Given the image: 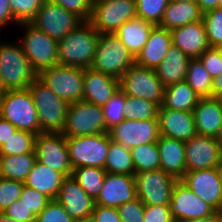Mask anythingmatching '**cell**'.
Listing matches in <instances>:
<instances>
[{
  "mask_svg": "<svg viewBox=\"0 0 222 222\" xmlns=\"http://www.w3.org/2000/svg\"><path fill=\"white\" fill-rule=\"evenodd\" d=\"M99 35L89 21H83L58 41V64L90 68Z\"/></svg>",
  "mask_w": 222,
  "mask_h": 222,
  "instance_id": "cell-1",
  "label": "cell"
},
{
  "mask_svg": "<svg viewBox=\"0 0 222 222\" xmlns=\"http://www.w3.org/2000/svg\"><path fill=\"white\" fill-rule=\"evenodd\" d=\"M37 109L42 133H62L66 125L68 103L36 78L28 88Z\"/></svg>",
  "mask_w": 222,
  "mask_h": 222,
  "instance_id": "cell-2",
  "label": "cell"
},
{
  "mask_svg": "<svg viewBox=\"0 0 222 222\" xmlns=\"http://www.w3.org/2000/svg\"><path fill=\"white\" fill-rule=\"evenodd\" d=\"M0 117L18 130L41 134L37 109L28 89L6 90L0 96Z\"/></svg>",
  "mask_w": 222,
  "mask_h": 222,
  "instance_id": "cell-3",
  "label": "cell"
},
{
  "mask_svg": "<svg viewBox=\"0 0 222 222\" xmlns=\"http://www.w3.org/2000/svg\"><path fill=\"white\" fill-rule=\"evenodd\" d=\"M9 44L0 43V75L5 89H28L37 78V74L33 71L21 45Z\"/></svg>",
  "mask_w": 222,
  "mask_h": 222,
  "instance_id": "cell-4",
  "label": "cell"
},
{
  "mask_svg": "<svg viewBox=\"0 0 222 222\" xmlns=\"http://www.w3.org/2000/svg\"><path fill=\"white\" fill-rule=\"evenodd\" d=\"M133 64H135V57L114 33L99 35L91 65L93 70L119 79Z\"/></svg>",
  "mask_w": 222,
  "mask_h": 222,
  "instance_id": "cell-5",
  "label": "cell"
},
{
  "mask_svg": "<svg viewBox=\"0 0 222 222\" xmlns=\"http://www.w3.org/2000/svg\"><path fill=\"white\" fill-rule=\"evenodd\" d=\"M66 142L72 169L84 166L104 168L110 144L108 132L66 137Z\"/></svg>",
  "mask_w": 222,
  "mask_h": 222,
  "instance_id": "cell-6",
  "label": "cell"
},
{
  "mask_svg": "<svg viewBox=\"0 0 222 222\" xmlns=\"http://www.w3.org/2000/svg\"><path fill=\"white\" fill-rule=\"evenodd\" d=\"M119 87L126 96L141 98L162 106L165 86L154 69L133 64L119 78Z\"/></svg>",
  "mask_w": 222,
  "mask_h": 222,
  "instance_id": "cell-7",
  "label": "cell"
},
{
  "mask_svg": "<svg viewBox=\"0 0 222 222\" xmlns=\"http://www.w3.org/2000/svg\"><path fill=\"white\" fill-rule=\"evenodd\" d=\"M27 30L21 47L28 58L33 71L39 75L42 71L58 64V41L30 23H20Z\"/></svg>",
  "mask_w": 222,
  "mask_h": 222,
  "instance_id": "cell-8",
  "label": "cell"
},
{
  "mask_svg": "<svg viewBox=\"0 0 222 222\" xmlns=\"http://www.w3.org/2000/svg\"><path fill=\"white\" fill-rule=\"evenodd\" d=\"M103 108L80 100L67 108L66 125L62 133L66 137L107 133Z\"/></svg>",
  "mask_w": 222,
  "mask_h": 222,
  "instance_id": "cell-9",
  "label": "cell"
},
{
  "mask_svg": "<svg viewBox=\"0 0 222 222\" xmlns=\"http://www.w3.org/2000/svg\"><path fill=\"white\" fill-rule=\"evenodd\" d=\"M37 78L68 104L82 100L84 68L57 64Z\"/></svg>",
  "mask_w": 222,
  "mask_h": 222,
  "instance_id": "cell-10",
  "label": "cell"
},
{
  "mask_svg": "<svg viewBox=\"0 0 222 222\" xmlns=\"http://www.w3.org/2000/svg\"><path fill=\"white\" fill-rule=\"evenodd\" d=\"M136 16L135 0H93L89 22L99 34H113Z\"/></svg>",
  "mask_w": 222,
  "mask_h": 222,
  "instance_id": "cell-11",
  "label": "cell"
},
{
  "mask_svg": "<svg viewBox=\"0 0 222 222\" xmlns=\"http://www.w3.org/2000/svg\"><path fill=\"white\" fill-rule=\"evenodd\" d=\"M82 22L75 14L50 0H46L30 21V24L54 40L59 41Z\"/></svg>",
  "mask_w": 222,
  "mask_h": 222,
  "instance_id": "cell-12",
  "label": "cell"
},
{
  "mask_svg": "<svg viewBox=\"0 0 222 222\" xmlns=\"http://www.w3.org/2000/svg\"><path fill=\"white\" fill-rule=\"evenodd\" d=\"M136 194L144 205H170L176 178L163 170L136 173Z\"/></svg>",
  "mask_w": 222,
  "mask_h": 222,
  "instance_id": "cell-13",
  "label": "cell"
},
{
  "mask_svg": "<svg viewBox=\"0 0 222 222\" xmlns=\"http://www.w3.org/2000/svg\"><path fill=\"white\" fill-rule=\"evenodd\" d=\"M36 159L61 172L66 177L72 176V166L69 161L66 136L63 133H41L35 138Z\"/></svg>",
  "mask_w": 222,
  "mask_h": 222,
  "instance_id": "cell-14",
  "label": "cell"
},
{
  "mask_svg": "<svg viewBox=\"0 0 222 222\" xmlns=\"http://www.w3.org/2000/svg\"><path fill=\"white\" fill-rule=\"evenodd\" d=\"M110 139L129 149L159 140L158 118L147 120L125 119L108 130Z\"/></svg>",
  "mask_w": 222,
  "mask_h": 222,
  "instance_id": "cell-15",
  "label": "cell"
},
{
  "mask_svg": "<svg viewBox=\"0 0 222 222\" xmlns=\"http://www.w3.org/2000/svg\"><path fill=\"white\" fill-rule=\"evenodd\" d=\"M170 210L175 222H185L204 218L216 210L196 196L181 180H177L170 200Z\"/></svg>",
  "mask_w": 222,
  "mask_h": 222,
  "instance_id": "cell-16",
  "label": "cell"
},
{
  "mask_svg": "<svg viewBox=\"0 0 222 222\" xmlns=\"http://www.w3.org/2000/svg\"><path fill=\"white\" fill-rule=\"evenodd\" d=\"M185 143L186 172L217 167L222 146L217 138L196 135Z\"/></svg>",
  "mask_w": 222,
  "mask_h": 222,
  "instance_id": "cell-17",
  "label": "cell"
},
{
  "mask_svg": "<svg viewBox=\"0 0 222 222\" xmlns=\"http://www.w3.org/2000/svg\"><path fill=\"white\" fill-rule=\"evenodd\" d=\"M180 180L216 211L222 208V183L217 167L185 172Z\"/></svg>",
  "mask_w": 222,
  "mask_h": 222,
  "instance_id": "cell-18",
  "label": "cell"
},
{
  "mask_svg": "<svg viewBox=\"0 0 222 222\" xmlns=\"http://www.w3.org/2000/svg\"><path fill=\"white\" fill-rule=\"evenodd\" d=\"M137 198L134 175L106 172L100 195L95 205L118 208L123 203Z\"/></svg>",
  "mask_w": 222,
  "mask_h": 222,
  "instance_id": "cell-19",
  "label": "cell"
},
{
  "mask_svg": "<svg viewBox=\"0 0 222 222\" xmlns=\"http://www.w3.org/2000/svg\"><path fill=\"white\" fill-rule=\"evenodd\" d=\"M119 89L118 78L91 67L84 69L82 100L103 107Z\"/></svg>",
  "mask_w": 222,
  "mask_h": 222,
  "instance_id": "cell-20",
  "label": "cell"
},
{
  "mask_svg": "<svg viewBox=\"0 0 222 222\" xmlns=\"http://www.w3.org/2000/svg\"><path fill=\"white\" fill-rule=\"evenodd\" d=\"M157 118L162 136L186 142L197 135L192 112L160 106Z\"/></svg>",
  "mask_w": 222,
  "mask_h": 222,
  "instance_id": "cell-21",
  "label": "cell"
},
{
  "mask_svg": "<svg viewBox=\"0 0 222 222\" xmlns=\"http://www.w3.org/2000/svg\"><path fill=\"white\" fill-rule=\"evenodd\" d=\"M56 200L73 219H79L94 210L95 200L78 184L73 176L64 179Z\"/></svg>",
  "mask_w": 222,
  "mask_h": 222,
  "instance_id": "cell-22",
  "label": "cell"
},
{
  "mask_svg": "<svg viewBox=\"0 0 222 222\" xmlns=\"http://www.w3.org/2000/svg\"><path fill=\"white\" fill-rule=\"evenodd\" d=\"M170 32L172 44L190 59L199 58L205 50L210 48L203 20L175 28Z\"/></svg>",
  "mask_w": 222,
  "mask_h": 222,
  "instance_id": "cell-23",
  "label": "cell"
},
{
  "mask_svg": "<svg viewBox=\"0 0 222 222\" xmlns=\"http://www.w3.org/2000/svg\"><path fill=\"white\" fill-rule=\"evenodd\" d=\"M171 45V32L158 25L154 26L149 33L147 43L135 57V64L155 70L166 57Z\"/></svg>",
  "mask_w": 222,
  "mask_h": 222,
  "instance_id": "cell-24",
  "label": "cell"
},
{
  "mask_svg": "<svg viewBox=\"0 0 222 222\" xmlns=\"http://www.w3.org/2000/svg\"><path fill=\"white\" fill-rule=\"evenodd\" d=\"M196 133L217 138L222 124V105L217 97L200 98L193 110Z\"/></svg>",
  "mask_w": 222,
  "mask_h": 222,
  "instance_id": "cell-25",
  "label": "cell"
},
{
  "mask_svg": "<svg viewBox=\"0 0 222 222\" xmlns=\"http://www.w3.org/2000/svg\"><path fill=\"white\" fill-rule=\"evenodd\" d=\"M157 147L160 169L180 180L186 172L185 143L160 135Z\"/></svg>",
  "mask_w": 222,
  "mask_h": 222,
  "instance_id": "cell-26",
  "label": "cell"
},
{
  "mask_svg": "<svg viewBox=\"0 0 222 222\" xmlns=\"http://www.w3.org/2000/svg\"><path fill=\"white\" fill-rule=\"evenodd\" d=\"M65 178L66 176L61 172L55 171L36 160L24 181V185L34 188L51 200H55Z\"/></svg>",
  "mask_w": 222,
  "mask_h": 222,
  "instance_id": "cell-27",
  "label": "cell"
},
{
  "mask_svg": "<svg viewBox=\"0 0 222 222\" xmlns=\"http://www.w3.org/2000/svg\"><path fill=\"white\" fill-rule=\"evenodd\" d=\"M189 61L190 58L172 44L166 57L155 69L156 75L165 87L184 81Z\"/></svg>",
  "mask_w": 222,
  "mask_h": 222,
  "instance_id": "cell-28",
  "label": "cell"
},
{
  "mask_svg": "<svg viewBox=\"0 0 222 222\" xmlns=\"http://www.w3.org/2000/svg\"><path fill=\"white\" fill-rule=\"evenodd\" d=\"M155 25L141 17H134L121 25L114 33L136 57L148 41L149 33Z\"/></svg>",
  "mask_w": 222,
  "mask_h": 222,
  "instance_id": "cell-29",
  "label": "cell"
},
{
  "mask_svg": "<svg viewBox=\"0 0 222 222\" xmlns=\"http://www.w3.org/2000/svg\"><path fill=\"white\" fill-rule=\"evenodd\" d=\"M202 18L203 12L196 2L169 1L164 11L162 21L158 26L171 31L189 23L200 21Z\"/></svg>",
  "mask_w": 222,
  "mask_h": 222,
  "instance_id": "cell-30",
  "label": "cell"
},
{
  "mask_svg": "<svg viewBox=\"0 0 222 222\" xmlns=\"http://www.w3.org/2000/svg\"><path fill=\"white\" fill-rule=\"evenodd\" d=\"M200 97L184 80L165 87L162 106L173 110L193 112Z\"/></svg>",
  "mask_w": 222,
  "mask_h": 222,
  "instance_id": "cell-31",
  "label": "cell"
},
{
  "mask_svg": "<svg viewBox=\"0 0 222 222\" xmlns=\"http://www.w3.org/2000/svg\"><path fill=\"white\" fill-rule=\"evenodd\" d=\"M36 160L35 150L17 156L0 155V177L24 183Z\"/></svg>",
  "mask_w": 222,
  "mask_h": 222,
  "instance_id": "cell-32",
  "label": "cell"
},
{
  "mask_svg": "<svg viewBox=\"0 0 222 222\" xmlns=\"http://www.w3.org/2000/svg\"><path fill=\"white\" fill-rule=\"evenodd\" d=\"M104 169L112 174L135 175L130 149L110 139Z\"/></svg>",
  "mask_w": 222,
  "mask_h": 222,
  "instance_id": "cell-33",
  "label": "cell"
},
{
  "mask_svg": "<svg viewBox=\"0 0 222 222\" xmlns=\"http://www.w3.org/2000/svg\"><path fill=\"white\" fill-rule=\"evenodd\" d=\"M185 81L200 98L212 97L213 79L199 58L190 59Z\"/></svg>",
  "mask_w": 222,
  "mask_h": 222,
  "instance_id": "cell-34",
  "label": "cell"
},
{
  "mask_svg": "<svg viewBox=\"0 0 222 222\" xmlns=\"http://www.w3.org/2000/svg\"><path fill=\"white\" fill-rule=\"evenodd\" d=\"M72 176L87 194L96 200L100 195L106 170L92 166L77 167L72 170Z\"/></svg>",
  "mask_w": 222,
  "mask_h": 222,
  "instance_id": "cell-35",
  "label": "cell"
},
{
  "mask_svg": "<svg viewBox=\"0 0 222 222\" xmlns=\"http://www.w3.org/2000/svg\"><path fill=\"white\" fill-rule=\"evenodd\" d=\"M135 174L160 169L157 142L139 145L130 149Z\"/></svg>",
  "mask_w": 222,
  "mask_h": 222,
  "instance_id": "cell-36",
  "label": "cell"
},
{
  "mask_svg": "<svg viewBox=\"0 0 222 222\" xmlns=\"http://www.w3.org/2000/svg\"><path fill=\"white\" fill-rule=\"evenodd\" d=\"M36 134L17 130L1 146L0 155L17 156L30 153L35 148Z\"/></svg>",
  "mask_w": 222,
  "mask_h": 222,
  "instance_id": "cell-37",
  "label": "cell"
},
{
  "mask_svg": "<svg viewBox=\"0 0 222 222\" xmlns=\"http://www.w3.org/2000/svg\"><path fill=\"white\" fill-rule=\"evenodd\" d=\"M158 106L148 100L126 96L125 94V119L147 120L157 118Z\"/></svg>",
  "mask_w": 222,
  "mask_h": 222,
  "instance_id": "cell-38",
  "label": "cell"
},
{
  "mask_svg": "<svg viewBox=\"0 0 222 222\" xmlns=\"http://www.w3.org/2000/svg\"><path fill=\"white\" fill-rule=\"evenodd\" d=\"M210 47H222V9L215 8L203 13L202 18Z\"/></svg>",
  "mask_w": 222,
  "mask_h": 222,
  "instance_id": "cell-39",
  "label": "cell"
},
{
  "mask_svg": "<svg viewBox=\"0 0 222 222\" xmlns=\"http://www.w3.org/2000/svg\"><path fill=\"white\" fill-rule=\"evenodd\" d=\"M169 0H135L136 15L152 24L159 25Z\"/></svg>",
  "mask_w": 222,
  "mask_h": 222,
  "instance_id": "cell-40",
  "label": "cell"
},
{
  "mask_svg": "<svg viewBox=\"0 0 222 222\" xmlns=\"http://www.w3.org/2000/svg\"><path fill=\"white\" fill-rule=\"evenodd\" d=\"M107 131L125 120V93L119 91L102 107Z\"/></svg>",
  "mask_w": 222,
  "mask_h": 222,
  "instance_id": "cell-41",
  "label": "cell"
},
{
  "mask_svg": "<svg viewBox=\"0 0 222 222\" xmlns=\"http://www.w3.org/2000/svg\"><path fill=\"white\" fill-rule=\"evenodd\" d=\"M46 0H9L15 22L30 23Z\"/></svg>",
  "mask_w": 222,
  "mask_h": 222,
  "instance_id": "cell-42",
  "label": "cell"
},
{
  "mask_svg": "<svg viewBox=\"0 0 222 222\" xmlns=\"http://www.w3.org/2000/svg\"><path fill=\"white\" fill-rule=\"evenodd\" d=\"M24 183L0 177V212L21 196Z\"/></svg>",
  "mask_w": 222,
  "mask_h": 222,
  "instance_id": "cell-43",
  "label": "cell"
},
{
  "mask_svg": "<svg viewBox=\"0 0 222 222\" xmlns=\"http://www.w3.org/2000/svg\"><path fill=\"white\" fill-rule=\"evenodd\" d=\"M19 199L35 216H37L51 201L46 195L26 185L23 186Z\"/></svg>",
  "mask_w": 222,
  "mask_h": 222,
  "instance_id": "cell-44",
  "label": "cell"
},
{
  "mask_svg": "<svg viewBox=\"0 0 222 222\" xmlns=\"http://www.w3.org/2000/svg\"><path fill=\"white\" fill-rule=\"evenodd\" d=\"M36 222H74V219L65 211L63 205L55 199L51 200L36 216Z\"/></svg>",
  "mask_w": 222,
  "mask_h": 222,
  "instance_id": "cell-45",
  "label": "cell"
},
{
  "mask_svg": "<svg viewBox=\"0 0 222 222\" xmlns=\"http://www.w3.org/2000/svg\"><path fill=\"white\" fill-rule=\"evenodd\" d=\"M56 5L75 14L82 21H89L92 13L93 0H50Z\"/></svg>",
  "mask_w": 222,
  "mask_h": 222,
  "instance_id": "cell-46",
  "label": "cell"
},
{
  "mask_svg": "<svg viewBox=\"0 0 222 222\" xmlns=\"http://www.w3.org/2000/svg\"><path fill=\"white\" fill-rule=\"evenodd\" d=\"M122 222H144L145 205L137 197L117 208Z\"/></svg>",
  "mask_w": 222,
  "mask_h": 222,
  "instance_id": "cell-47",
  "label": "cell"
},
{
  "mask_svg": "<svg viewBox=\"0 0 222 222\" xmlns=\"http://www.w3.org/2000/svg\"><path fill=\"white\" fill-rule=\"evenodd\" d=\"M206 71L214 79L222 73V50L221 48H212L205 50L200 56Z\"/></svg>",
  "mask_w": 222,
  "mask_h": 222,
  "instance_id": "cell-48",
  "label": "cell"
},
{
  "mask_svg": "<svg viewBox=\"0 0 222 222\" xmlns=\"http://www.w3.org/2000/svg\"><path fill=\"white\" fill-rule=\"evenodd\" d=\"M144 222H175L170 205H145Z\"/></svg>",
  "mask_w": 222,
  "mask_h": 222,
  "instance_id": "cell-49",
  "label": "cell"
},
{
  "mask_svg": "<svg viewBox=\"0 0 222 222\" xmlns=\"http://www.w3.org/2000/svg\"><path fill=\"white\" fill-rule=\"evenodd\" d=\"M3 213L18 222H36V216L23 204L22 201H20V199L11 203Z\"/></svg>",
  "mask_w": 222,
  "mask_h": 222,
  "instance_id": "cell-50",
  "label": "cell"
},
{
  "mask_svg": "<svg viewBox=\"0 0 222 222\" xmlns=\"http://www.w3.org/2000/svg\"><path fill=\"white\" fill-rule=\"evenodd\" d=\"M91 214L96 222H122L117 208L95 205Z\"/></svg>",
  "mask_w": 222,
  "mask_h": 222,
  "instance_id": "cell-51",
  "label": "cell"
},
{
  "mask_svg": "<svg viewBox=\"0 0 222 222\" xmlns=\"http://www.w3.org/2000/svg\"><path fill=\"white\" fill-rule=\"evenodd\" d=\"M17 130L11 122L0 117V146Z\"/></svg>",
  "mask_w": 222,
  "mask_h": 222,
  "instance_id": "cell-52",
  "label": "cell"
},
{
  "mask_svg": "<svg viewBox=\"0 0 222 222\" xmlns=\"http://www.w3.org/2000/svg\"><path fill=\"white\" fill-rule=\"evenodd\" d=\"M11 20L15 22L10 11L9 0H0V27L10 23Z\"/></svg>",
  "mask_w": 222,
  "mask_h": 222,
  "instance_id": "cell-53",
  "label": "cell"
},
{
  "mask_svg": "<svg viewBox=\"0 0 222 222\" xmlns=\"http://www.w3.org/2000/svg\"><path fill=\"white\" fill-rule=\"evenodd\" d=\"M201 11L205 13L206 11L217 8L218 0H196Z\"/></svg>",
  "mask_w": 222,
  "mask_h": 222,
  "instance_id": "cell-54",
  "label": "cell"
},
{
  "mask_svg": "<svg viewBox=\"0 0 222 222\" xmlns=\"http://www.w3.org/2000/svg\"><path fill=\"white\" fill-rule=\"evenodd\" d=\"M220 94H222V73L212 82V97H218Z\"/></svg>",
  "mask_w": 222,
  "mask_h": 222,
  "instance_id": "cell-55",
  "label": "cell"
},
{
  "mask_svg": "<svg viewBox=\"0 0 222 222\" xmlns=\"http://www.w3.org/2000/svg\"><path fill=\"white\" fill-rule=\"evenodd\" d=\"M185 222H217L216 220V212L210 216L199 218L195 220L185 221Z\"/></svg>",
  "mask_w": 222,
  "mask_h": 222,
  "instance_id": "cell-56",
  "label": "cell"
},
{
  "mask_svg": "<svg viewBox=\"0 0 222 222\" xmlns=\"http://www.w3.org/2000/svg\"><path fill=\"white\" fill-rule=\"evenodd\" d=\"M74 222H96L93 215H88L79 219H74Z\"/></svg>",
  "mask_w": 222,
  "mask_h": 222,
  "instance_id": "cell-57",
  "label": "cell"
},
{
  "mask_svg": "<svg viewBox=\"0 0 222 222\" xmlns=\"http://www.w3.org/2000/svg\"><path fill=\"white\" fill-rule=\"evenodd\" d=\"M0 222H18L12 217L7 216L5 213L0 212Z\"/></svg>",
  "mask_w": 222,
  "mask_h": 222,
  "instance_id": "cell-58",
  "label": "cell"
},
{
  "mask_svg": "<svg viewBox=\"0 0 222 222\" xmlns=\"http://www.w3.org/2000/svg\"><path fill=\"white\" fill-rule=\"evenodd\" d=\"M216 220L217 222H222V208L216 211Z\"/></svg>",
  "mask_w": 222,
  "mask_h": 222,
  "instance_id": "cell-59",
  "label": "cell"
},
{
  "mask_svg": "<svg viewBox=\"0 0 222 222\" xmlns=\"http://www.w3.org/2000/svg\"><path fill=\"white\" fill-rule=\"evenodd\" d=\"M5 92H6V89L0 75V96L3 95Z\"/></svg>",
  "mask_w": 222,
  "mask_h": 222,
  "instance_id": "cell-60",
  "label": "cell"
},
{
  "mask_svg": "<svg viewBox=\"0 0 222 222\" xmlns=\"http://www.w3.org/2000/svg\"><path fill=\"white\" fill-rule=\"evenodd\" d=\"M217 171L219 174L220 181L222 183V160H221L220 164L217 166Z\"/></svg>",
  "mask_w": 222,
  "mask_h": 222,
  "instance_id": "cell-61",
  "label": "cell"
},
{
  "mask_svg": "<svg viewBox=\"0 0 222 222\" xmlns=\"http://www.w3.org/2000/svg\"><path fill=\"white\" fill-rule=\"evenodd\" d=\"M217 140L220 142L222 146V124L220 126L219 135L217 136Z\"/></svg>",
  "mask_w": 222,
  "mask_h": 222,
  "instance_id": "cell-62",
  "label": "cell"
},
{
  "mask_svg": "<svg viewBox=\"0 0 222 222\" xmlns=\"http://www.w3.org/2000/svg\"><path fill=\"white\" fill-rule=\"evenodd\" d=\"M172 2H196V0H169Z\"/></svg>",
  "mask_w": 222,
  "mask_h": 222,
  "instance_id": "cell-63",
  "label": "cell"
},
{
  "mask_svg": "<svg viewBox=\"0 0 222 222\" xmlns=\"http://www.w3.org/2000/svg\"><path fill=\"white\" fill-rule=\"evenodd\" d=\"M217 8L222 9V0H218V5H217Z\"/></svg>",
  "mask_w": 222,
  "mask_h": 222,
  "instance_id": "cell-64",
  "label": "cell"
},
{
  "mask_svg": "<svg viewBox=\"0 0 222 222\" xmlns=\"http://www.w3.org/2000/svg\"><path fill=\"white\" fill-rule=\"evenodd\" d=\"M219 101L221 102V105H222V94H220L218 97Z\"/></svg>",
  "mask_w": 222,
  "mask_h": 222,
  "instance_id": "cell-65",
  "label": "cell"
}]
</instances>
